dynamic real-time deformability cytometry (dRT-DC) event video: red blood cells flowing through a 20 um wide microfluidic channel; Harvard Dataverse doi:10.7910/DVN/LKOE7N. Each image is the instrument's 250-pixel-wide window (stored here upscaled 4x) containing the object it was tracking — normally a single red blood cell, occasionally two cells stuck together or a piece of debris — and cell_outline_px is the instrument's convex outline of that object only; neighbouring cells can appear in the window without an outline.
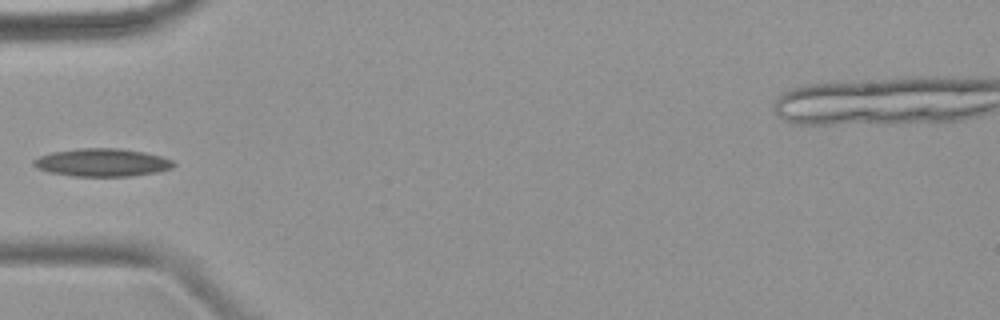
{"species": "common noctule bat (a hibernating species)", "species_latin": "Nyctalus noctula", "temperature_condition": "warm", "stored_images_in_passage": 7, "camera_frame_rate_fps": 3000, "um_per_image_px": 0.085, "animal": {"sex": "female", "body_mass_g": 18.4}, "frame": {"image": 1, "passage_image": 6, "time_ms": 6.0, "image_size_px": [1000, 320], "cell_outline_px": [[176, 164], [172, 168], [156, 172], [128, 176], [72, 176], [48, 172], [36, 168], [32, 164], [32, 160], [40, 156], [52, 152], [80, 148], [120, 148], [144, 152], [160, 156], [172, 160]], "centroid_in_image_um": [8.65, 13.81], "position_along_channel_um": 76.3, "area_um2": 22.77}}
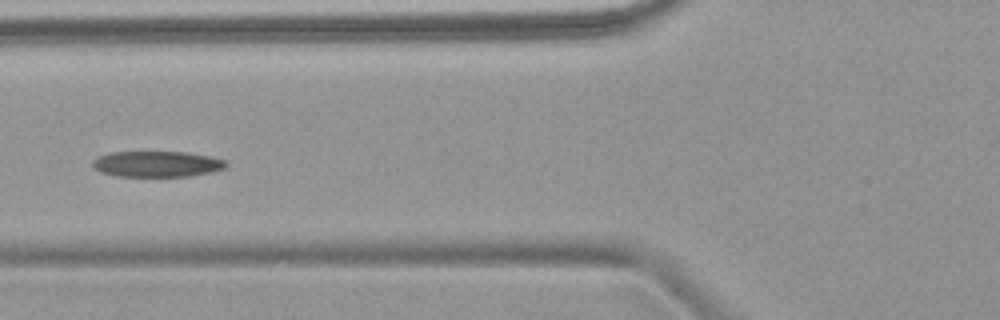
{"frame": {"image": 2, "passage_image": 7, "time_ms": 7.0, "image_size_px": [1000, 320], "cell_outline_px": [[228, 164], [224, 168], [208, 172], [188, 176], [116, 176], [100, 172], [92, 168], [92, 160], [108, 152], [184, 152], [212, 156], [228, 160]], "centroid_in_image_um": [13.32, 13.93], "position_along_channel_um": 112.5, "area_um2": 20.17}}